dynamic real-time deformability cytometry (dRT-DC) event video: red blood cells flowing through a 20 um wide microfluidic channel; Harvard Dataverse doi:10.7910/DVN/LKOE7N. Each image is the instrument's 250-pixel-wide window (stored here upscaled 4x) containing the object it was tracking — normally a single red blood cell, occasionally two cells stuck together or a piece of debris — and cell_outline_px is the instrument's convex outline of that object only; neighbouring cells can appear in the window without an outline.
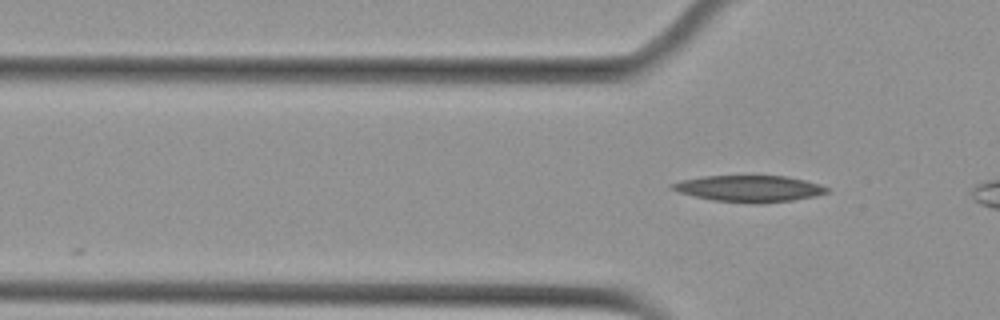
{"species": "Egyptian fruit bat (a non-hibernating species)", "species_latin": "Rousettus aegyptiacus", "temperature_condition": "cold", "stored_images_in_passage": 2, "camera_frame_rate_fps": 3000, "um_per_image_px": 0.085, "animal": {"sex": "female"}, "frame": {"image": 1, "passage_image": 2, "time_ms": 0.333, "image_size_px": [1000, 320], "cell_outline_px": [[832, 188], [828, 192], [816, 196], [792, 200], [760, 204], [712, 200], [680, 192], [668, 188], [668, 184], [680, 180], [704, 176], [788, 176], [820, 184]], "centroid_in_image_um": [63.7, 16.03], "position_along_channel_um": 62.1, "area_um2": 23.99}}